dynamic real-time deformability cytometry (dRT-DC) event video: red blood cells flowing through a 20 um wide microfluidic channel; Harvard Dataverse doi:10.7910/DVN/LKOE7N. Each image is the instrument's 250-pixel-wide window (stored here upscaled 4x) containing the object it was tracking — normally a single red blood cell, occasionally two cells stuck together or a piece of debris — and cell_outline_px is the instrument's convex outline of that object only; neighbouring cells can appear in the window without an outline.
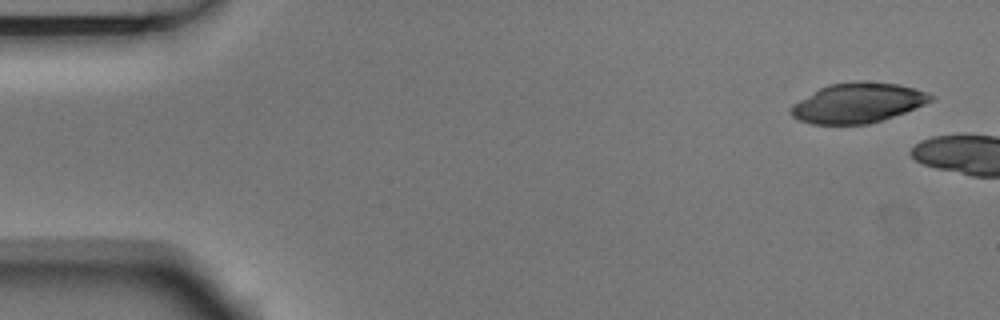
{"species": "Egyptian fruit bat (a non-hibernating species)", "species_latin": "Rousettus aegyptiacus", "temperature_condition": "room temperature", "stored_images_in_passage": 3, "camera_frame_rate_fps": 3000, "um_per_image_px": 0.085, "animal": {"sex": "male"}, "frame": {"image": 1, "passage_image": 1, "time_ms": 0.0, "image_size_px": [1000, 320], "cell_outline_px": [[936, 96], [932, 100], [924, 104], [904, 112], [868, 124], [812, 124], [800, 120], [792, 116], [788, 112], [788, 108], [792, 104], [820, 88], [828, 84], [856, 80], [864, 80], [900, 84], [916, 88], [928, 92]], "centroid_in_image_um": [72.9, 8.72], "position_along_channel_um": 12.1, "area_um2": 32.71}}